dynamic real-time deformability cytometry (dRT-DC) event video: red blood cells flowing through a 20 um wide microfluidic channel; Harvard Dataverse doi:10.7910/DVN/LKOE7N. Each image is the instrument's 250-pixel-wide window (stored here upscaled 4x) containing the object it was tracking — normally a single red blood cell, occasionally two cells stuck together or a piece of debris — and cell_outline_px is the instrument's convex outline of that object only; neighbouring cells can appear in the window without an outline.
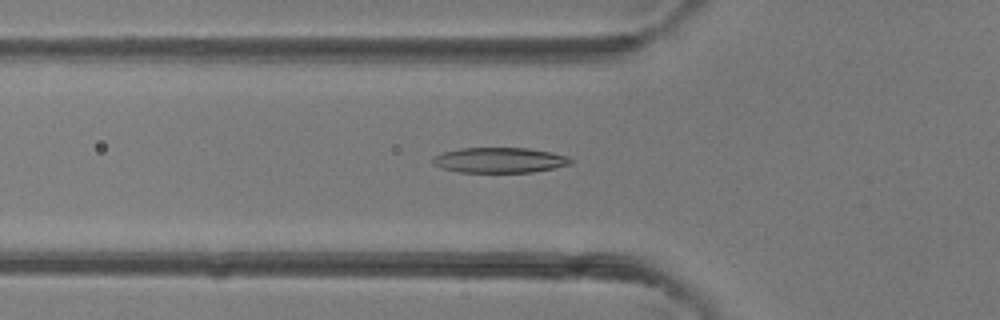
{"species": "common noctule bat (a hibernating species)", "species_latin": "Nyctalus noctula", "temperature_condition": "room temperature", "stored_images_in_passage": 32, "camera_frame_rate_fps": 3000, "um_per_image_px": 0.085, "animal": {"sex": "female"}, "frame": {"image": 1, "passage_image": 5, "time_ms": 1.333, "image_size_px": [1000, 320], "cell_outline_px": [[572, 164], [556, 168], [532, 172], [460, 172], [440, 168], [432, 164], [432, 156], [444, 152], [460, 148], [528, 148], [552, 152], [568, 156], [572, 160]], "centroid_in_image_um": [42.46, 13.61], "position_along_channel_um": 83.3, "area_um2": 20.52}}
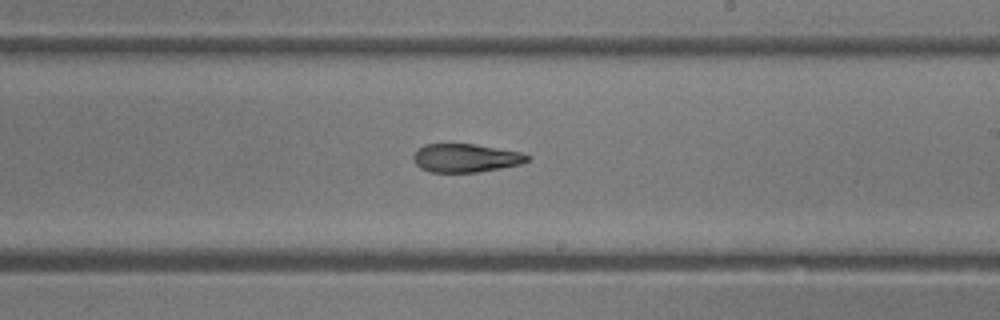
{"frame": {"image": 2, "passage_image": 15, "time_ms": 4.667, "image_size_px": [1000, 320], "cell_outline_px": [[532, 160], [520, 164], [500, 168], [476, 172], [428, 172], [420, 168], [416, 164], [412, 156], [424, 144], [472, 144], [520, 152], [532, 156]], "centroid_in_image_um": [39.6, 13.43], "position_along_channel_um": 249.4, "area_um2": 18.79}}
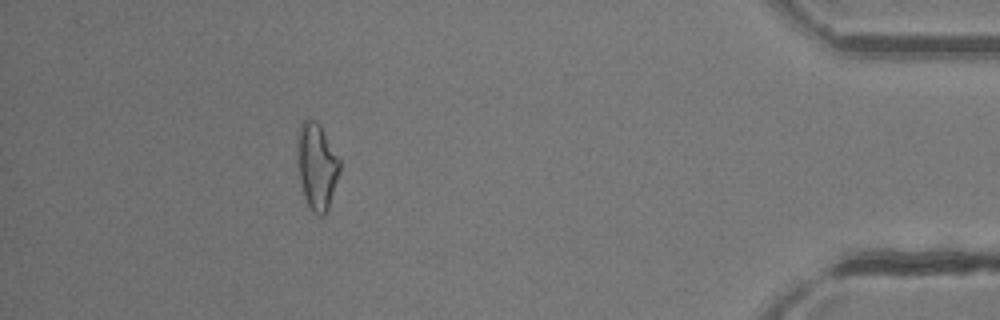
{"frame": {"image": 3, "passage_image": 28, "time_ms": 9.0, "image_size_px": [1000, 320], "cell_outline_px": [[340, 172], [328, 208], [324, 216], [320, 216], [312, 212], [308, 208], [300, 184], [296, 160], [296, 136], [300, 124], [304, 120], [316, 120], [320, 124], [340, 160]], "centroid_in_image_um": [26.89, 14.12], "position_along_channel_um": 408.3, "area_um2": 21.85}}